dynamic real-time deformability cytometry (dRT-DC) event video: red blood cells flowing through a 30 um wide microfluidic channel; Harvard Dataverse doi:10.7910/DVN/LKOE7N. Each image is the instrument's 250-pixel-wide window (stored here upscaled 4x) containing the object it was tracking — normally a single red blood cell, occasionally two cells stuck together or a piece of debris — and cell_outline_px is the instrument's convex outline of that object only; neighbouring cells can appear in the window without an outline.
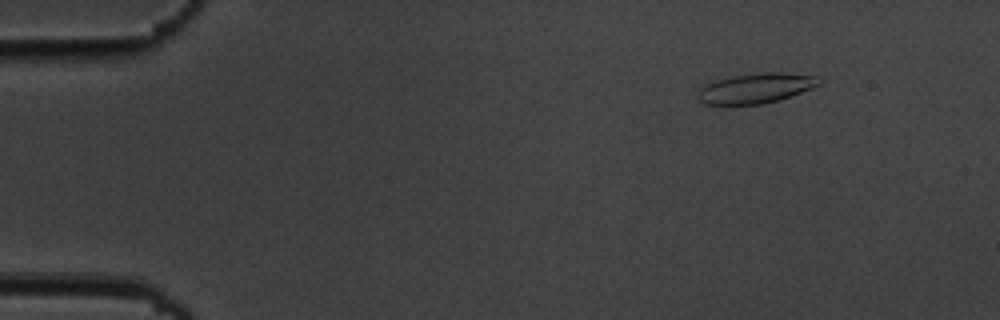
{"species": "common noctule bat (a hibernating species)", "species_latin": "Nyctalus noctula", "temperature_condition": "cold", "stored_images_in_passage": 4, "camera_frame_rate_fps": 3000, "um_per_image_px": 0.085, "animal": {"sex": "male", "body_mass_g": 19.5, "forearm_length_mm": 54.6}, "frame": {"image": 1, "passage_image": 2, "time_ms": 1.0, "image_size_px": [1000, 320], "cell_outline_px": [[824, 80], [820, 84], [812, 88], [780, 100], [760, 104], [704, 104], [696, 96], [696, 92], [704, 84], [716, 80], [732, 76], [760, 72], [780, 72], [816, 76]], "centroid_in_image_um": [64.24, 7.49], "position_along_channel_um": 20.8, "area_um2": 21.33}}